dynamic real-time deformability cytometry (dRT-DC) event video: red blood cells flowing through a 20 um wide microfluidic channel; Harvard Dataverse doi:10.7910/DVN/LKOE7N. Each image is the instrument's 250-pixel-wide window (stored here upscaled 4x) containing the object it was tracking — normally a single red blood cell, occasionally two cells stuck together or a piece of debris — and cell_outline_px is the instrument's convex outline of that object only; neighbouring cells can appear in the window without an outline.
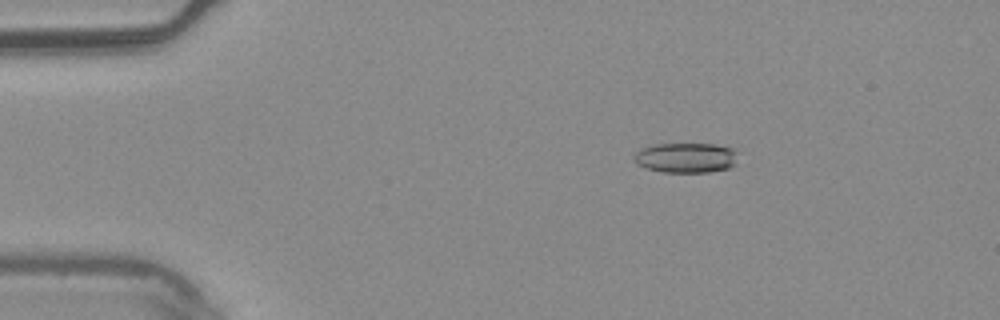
{"species": "common noctule bat (a hibernating species)", "species_latin": "Nyctalus noctula", "temperature_condition": "warm", "stored_images_in_passage": 5, "camera_frame_rate_fps": 3000, "um_per_image_px": 0.085, "animal": {"sex": "male", "body_mass_g": 20.4}, "frame": {"image": 1, "passage_image": 3, "time_ms": 0.667, "image_size_px": [1000, 320], "cell_outline_px": [[736, 164], [728, 168], [712, 172], [664, 172], [648, 168], [636, 164], [632, 156], [640, 148], [652, 144], [716, 144], [736, 148]], "centroid_in_image_um": [58.31, 13.39], "position_along_channel_um": 26.7, "area_um2": 18.44}}
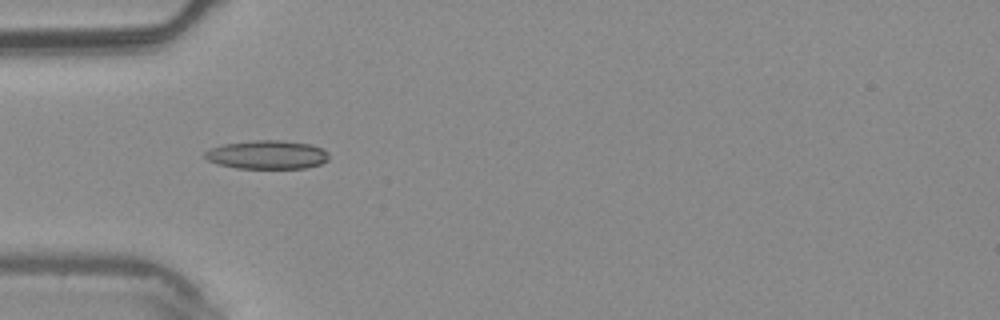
{"frame": {"image": 2, "passage_image": 5, "time_ms": 1.333, "image_size_px": [1000, 320], "cell_outline_px": [[328, 160], [320, 164], [304, 168], [236, 168], [220, 164], [208, 160], [204, 156], [204, 152], [212, 148], [224, 144], [252, 140], [280, 140], [312, 144], [328, 152]], "centroid_in_image_um": [22.72, 13.14], "position_along_channel_um": 62.3, "area_um2": 20.58}}